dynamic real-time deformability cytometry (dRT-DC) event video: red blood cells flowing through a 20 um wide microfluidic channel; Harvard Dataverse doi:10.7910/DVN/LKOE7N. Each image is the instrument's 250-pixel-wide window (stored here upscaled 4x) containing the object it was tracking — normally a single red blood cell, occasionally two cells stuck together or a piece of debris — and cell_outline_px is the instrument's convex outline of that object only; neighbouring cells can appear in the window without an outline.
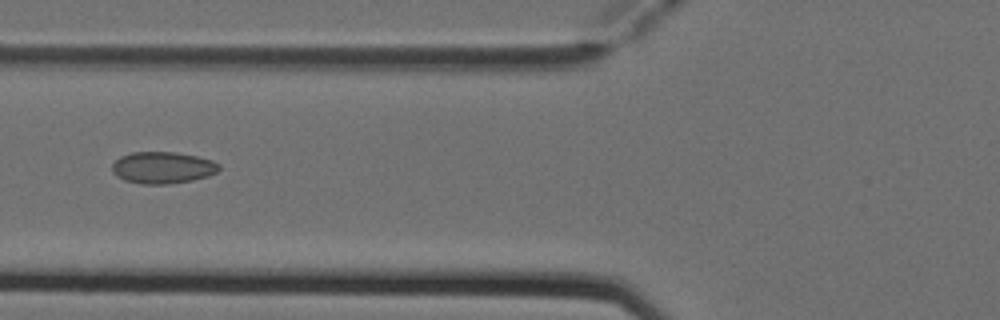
{"species": "Egyptian fruit bat (a non-hibernating species)", "species_latin": "Rousettus aegyptiacus", "temperature_condition": "cold", "stored_images_in_passage": 6, "camera_frame_rate_fps": 3000, "um_per_image_px": 0.085, "animal": {"sex": "female"}, "frame": {"image": 1, "passage_image": 6, "time_ms": 1.667, "image_size_px": [1000, 320], "cell_outline_px": [[220, 168], [216, 172], [208, 176], [192, 180], [168, 184], [140, 184], [124, 180], [116, 176], [112, 172], [112, 164], [120, 156], [132, 152], [176, 152], [196, 156], [212, 160], [220, 164]], "centroid_in_image_um": [13.81, 14.25], "position_along_channel_um": 112.0, "area_um2": 19.88}}